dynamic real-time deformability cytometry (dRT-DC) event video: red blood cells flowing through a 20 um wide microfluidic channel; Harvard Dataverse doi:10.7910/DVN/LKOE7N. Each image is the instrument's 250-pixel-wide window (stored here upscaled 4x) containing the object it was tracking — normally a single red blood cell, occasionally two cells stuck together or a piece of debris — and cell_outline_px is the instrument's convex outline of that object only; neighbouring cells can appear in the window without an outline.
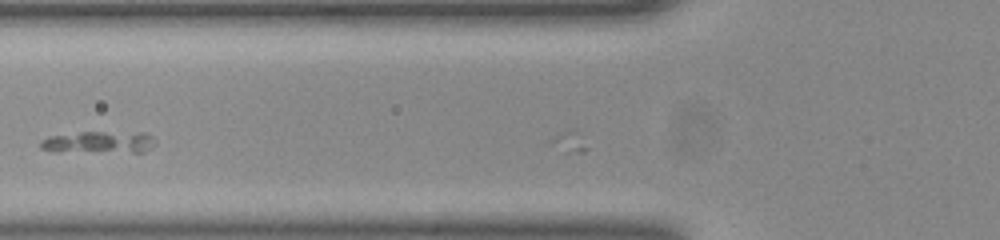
{"species": "common noctule bat (a hibernating species)", "species_latin": "Nyctalus noctula", "temperature_condition": "room temperature", "stored_images_in_passage": 10, "camera_frame_rate_fps": 3000, "um_per_image_px": 0.085, "animal": {"sex": "female", "body_mass_g": 23.0, "forearm_length_mm": 53.4}, "frame": {"image": 1, "passage_image": 9, "time_ms": 2.667, "image_size_px": [1000, 240], "cell_outline_px": [[156, 144], [144, 152], [56, 152], [40, 148], [40, 140], [52, 136], [80, 132], [144, 132], [152, 136], [156, 140]], "centroid_in_image_um": [8.44, 12.1], "position_along_channel_um": 117.4, "area_um2": 14.97}}